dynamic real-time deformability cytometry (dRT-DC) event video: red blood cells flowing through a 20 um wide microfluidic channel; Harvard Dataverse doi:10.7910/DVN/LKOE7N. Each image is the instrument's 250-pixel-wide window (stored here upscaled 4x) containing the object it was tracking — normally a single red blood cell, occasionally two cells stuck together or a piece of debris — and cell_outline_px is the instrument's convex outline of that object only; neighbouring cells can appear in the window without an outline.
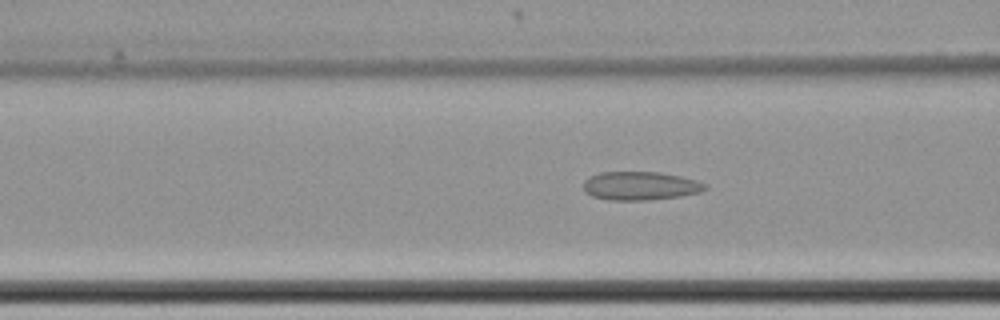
{"species": "common noctule bat (a hibernating species)", "species_latin": "Nyctalus noctula", "temperature_condition": "cold", "stored_images_in_passage": 48, "camera_frame_rate_fps": 3000, "um_per_image_px": 0.085, "animal": {"sex": "female", "body_mass_g": 22.7, "forearm_length_mm": 54.2}, "frame": {"image": 1, "passage_image": 13, "time_ms": 4.0, "image_size_px": [1000, 320], "cell_outline_px": [[708, 188], [700, 192], [680, 196], [652, 200], [608, 200], [592, 196], [584, 192], [584, 180], [588, 176], [600, 172], [660, 172], [680, 176], [696, 180], [708, 184]], "centroid_in_image_um": [54.42, 15.8], "position_along_channel_um": 112.2, "area_um2": 20.46}}
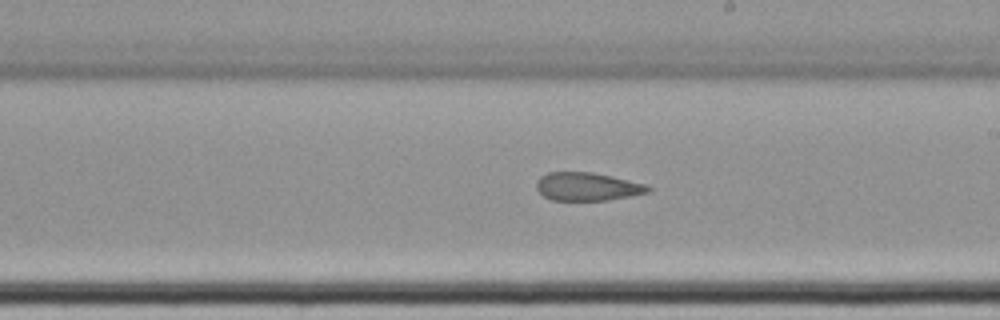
{"frame": {"image": 2, "passage_image": 24, "time_ms": 7.667, "image_size_px": [1000, 320], "cell_outline_px": [[652, 192], [632, 196], [608, 200], [552, 200], [544, 196], [536, 188], [536, 180], [540, 176], [548, 172], [592, 172], [648, 184], [652, 188]], "centroid_in_image_um": [49.96, 15.86], "position_along_channel_um": 239.0, "area_um2": 18.55}}
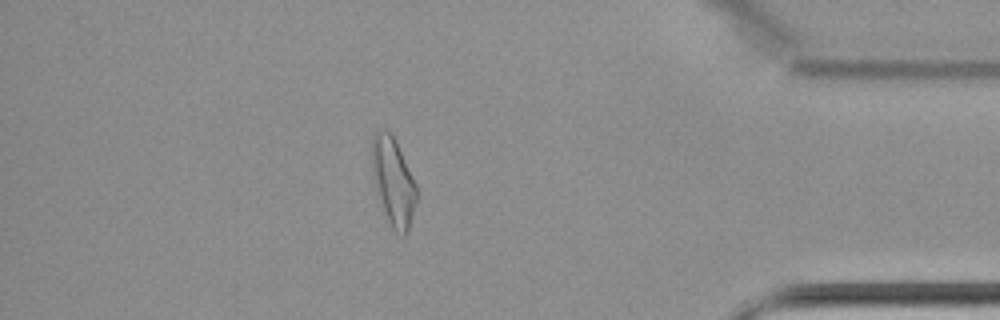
{"frame": {"image": 3, "passage_image": 41, "time_ms": 13.333, "image_size_px": [1000, 320], "cell_outline_px": [[416, 204], [408, 232], [404, 236], [400, 236], [392, 228], [384, 216], [376, 192], [372, 168], [372, 136], [376, 132], [384, 128], [396, 140], [416, 184]], "centroid_in_image_um": [33.42, 15.48], "position_along_channel_um": 401.8, "area_um2": 23.0}, "authors_computed_cell_mechanics": {"area_um2": 20.4612, "velocity_mm_per_s": 3.4619, "shape_relaxation_time_tau1_ms": null, "shape_relaxation_time_tau2_ms": 3.6166, "deformation_change_tau1": null, "deformation_change_tau2": 0.109}}